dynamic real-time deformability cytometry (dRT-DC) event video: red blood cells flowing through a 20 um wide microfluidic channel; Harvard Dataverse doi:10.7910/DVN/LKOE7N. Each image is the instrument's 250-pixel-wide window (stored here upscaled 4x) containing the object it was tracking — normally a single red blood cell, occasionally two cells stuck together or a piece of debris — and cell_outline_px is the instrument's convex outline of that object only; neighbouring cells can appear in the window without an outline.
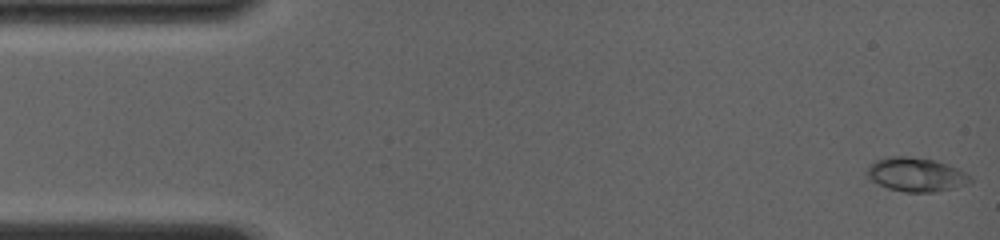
{"species": "common noctule bat (a hibernating species)", "species_latin": "Nyctalus noctula", "temperature_condition": "room temperature", "stored_images_in_passage": 69, "camera_frame_rate_fps": 4000, "um_per_image_px": 0.085, "animal": {"sex": "female", "body_mass_g": 19.0, "forearm_length_mm": 56.7}, "frame": {"image": 1, "passage_image": 1, "time_ms": 0.0, "image_size_px": [1000, 240], "cell_outline_px": [[972, 180], [968, 184], [936, 192], [904, 192], [888, 188], [872, 180], [868, 176], [868, 164], [876, 160], [888, 156], [908, 156], [932, 160], [948, 164], [972, 176]], "centroid_in_image_um": [77.87, 14.84], "position_along_channel_um": 7.1, "area_um2": 20.29}}
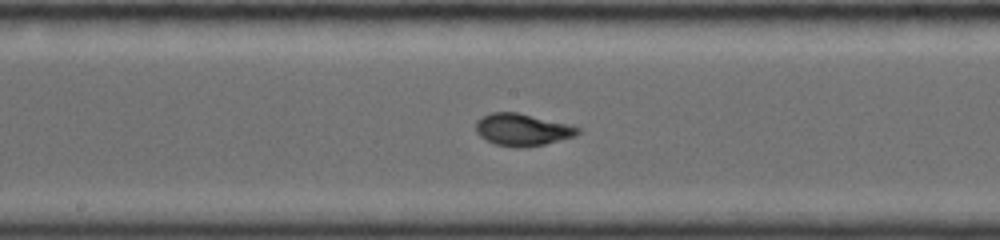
{"frame": {"image": 2, "passage_image": 29, "time_ms": 8.0, "image_size_px": [1000, 240], "cell_outline_px": [[580, 132], [576, 136], [544, 144], [524, 148], [516, 148], [496, 144], [480, 136], [476, 132], [476, 120], [492, 112], [516, 112], [568, 124], [580, 128]], "centroid_in_image_um": [44.4, 11.03], "position_along_channel_um": 203.8, "area_um2": 18.96}}
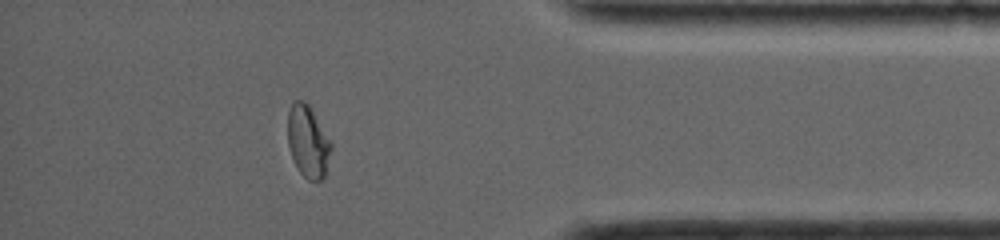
{"frame": {"image": 3, "passage_image": 58, "time_ms": 13.5, "image_size_px": [1000, 240], "cell_outline_px": [[332, 148], [324, 176], [320, 180], [308, 180], [300, 172], [292, 156], [288, 144], [288, 112], [292, 100], [304, 100], [308, 104], [332, 144]], "centroid_in_image_um": [26.16, 12.0], "position_along_channel_um": 409.0, "area_um2": 17.92}, "authors_computed_cell_mechanics": {"area_um2": 18.2648, "velocity_mm_per_s": 4.0214, "shape_relaxation_time_tau1_ms": 7.1511, "shape_relaxation_time_tau2_ms": null, "deformation_change_tau1": 0.246, "deformation_change_tau2": null}}